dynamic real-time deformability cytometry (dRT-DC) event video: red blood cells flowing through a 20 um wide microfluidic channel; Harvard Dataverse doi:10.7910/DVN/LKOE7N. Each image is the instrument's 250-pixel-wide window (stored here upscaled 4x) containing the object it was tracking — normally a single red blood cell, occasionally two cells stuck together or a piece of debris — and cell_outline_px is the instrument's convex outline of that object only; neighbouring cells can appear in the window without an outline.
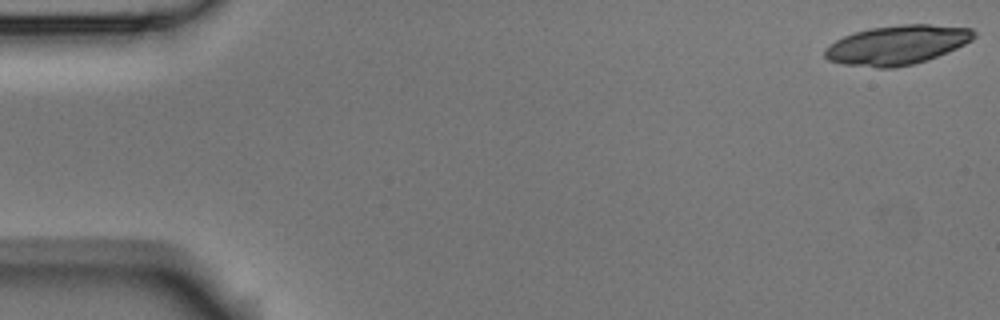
{"species": "Egyptian fruit bat (a non-hibernating species)", "species_latin": "Rousettus aegyptiacus", "temperature_condition": "room temperature", "stored_images_in_passage": 5, "camera_frame_rate_fps": 3000, "um_per_image_px": 0.085, "animal": {"sex": "male"}, "frame": {"image": 1, "passage_image": 1, "time_ms": 0.0, "image_size_px": [1000, 320], "cell_outline_px": [[976, 36], [972, 40], [956, 48], [928, 60], [896, 68], [876, 68], [844, 64], [828, 60], [824, 56], [824, 48], [836, 40], [844, 36], [856, 32], [872, 28], [904, 24], [928, 24], [972, 28], [976, 32]], "centroid_in_image_um": [76.26, 3.83], "position_along_channel_um": 8.7, "area_um2": 34.1}}